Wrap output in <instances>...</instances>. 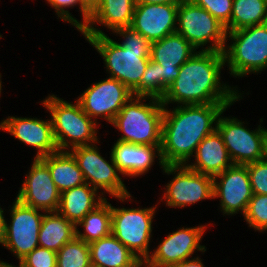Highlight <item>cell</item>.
I'll list each match as a JSON object with an SVG mask.
<instances>
[{"instance_id": "obj_1", "label": "cell", "mask_w": 267, "mask_h": 267, "mask_svg": "<svg viewBox=\"0 0 267 267\" xmlns=\"http://www.w3.org/2000/svg\"><path fill=\"white\" fill-rule=\"evenodd\" d=\"M223 52L197 51L179 67V75L168 87L161 102L169 104H234L243 99L238 87L221 81L225 67Z\"/></svg>"}, {"instance_id": "obj_2", "label": "cell", "mask_w": 267, "mask_h": 267, "mask_svg": "<svg viewBox=\"0 0 267 267\" xmlns=\"http://www.w3.org/2000/svg\"><path fill=\"white\" fill-rule=\"evenodd\" d=\"M233 104L164 107L161 156L165 165H186L202 140L216 130L219 115ZM169 109V110H168Z\"/></svg>"}, {"instance_id": "obj_3", "label": "cell", "mask_w": 267, "mask_h": 267, "mask_svg": "<svg viewBox=\"0 0 267 267\" xmlns=\"http://www.w3.org/2000/svg\"><path fill=\"white\" fill-rule=\"evenodd\" d=\"M113 34L122 37L123 42H116L107 34L83 36L103 58L108 76L133 92L147 68L151 43L131 26L116 29Z\"/></svg>"}, {"instance_id": "obj_4", "label": "cell", "mask_w": 267, "mask_h": 267, "mask_svg": "<svg viewBox=\"0 0 267 267\" xmlns=\"http://www.w3.org/2000/svg\"><path fill=\"white\" fill-rule=\"evenodd\" d=\"M163 113L164 106L160 99L133 96L111 123L123 133L117 141L161 146Z\"/></svg>"}, {"instance_id": "obj_5", "label": "cell", "mask_w": 267, "mask_h": 267, "mask_svg": "<svg viewBox=\"0 0 267 267\" xmlns=\"http://www.w3.org/2000/svg\"><path fill=\"white\" fill-rule=\"evenodd\" d=\"M63 100L54 94L41 101L51 116L53 135L58 150L70 151L78 146L99 143L97 126L82 109L80 103Z\"/></svg>"}, {"instance_id": "obj_6", "label": "cell", "mask_w": 267, "mask_h": 267, "mask_svg": "<svg viewBox=\"0 0 267 267\" xmlns=\"http://www.w3.org/2000/svg\"><path fill=\"white\" fill-rule=\"evenodd\" d=\"M225 45V64L229 74L235 78L261 74L267 68V22L227 32Z\"/></svg>"}, {"instance_id": "obj_7", "label": "cell", "mask_w": 267, "mask_h": 267, "mask_svg": "<svg viewBox=\"0 0 267 267\" xmlns=\"http://www.w3.org/2000/svg\"><path fill=\"white\" fill-rule=\"evenodd\" d=\"M176 33L196 49L201 47L199 51L223 52L227 44L225 26L190 0H182L178 5Z\"/></svg>"}, {"instance_id": "obj_8", "label": "cell", "mask_w": 267, "mask_h": 267, "mask_svg": "<svg viewBox=\"0 0 267 267\" xmlns=\"http://www.w3.org/2000/svg\"><path fill=\"white\" fill-rule=\"evenodd\" d=\"M76 159L79 169L82 171L85 183L92 186L104 196L105 193L120 200V202H131V194L127 190L119 172L114 163L112 154L110 162L100 153L95 144L89 146H78L70 150ZM100 190V191H99Z\"/></svg>"}, {"instance_id": "obj_9", "label": "cell", "mask_w": 267, "mask_h": 267, "mask_svg": "<svg viewBox=\"0 0 267 267\" xmlns=\"http://www.w3.org/2000/svg\"><path fill=\"white\" fill-rule=\"evenodd\" d=\"M157 205L147 208H120L111 205V233L140 261L151 255L152 223Z\"/></svg>"}, {"instance_id": "obj_10", "label": "cell", "mask_w": 267, "mask_h": 267, "mask_svg": "<svg viewBox=\"0 0 267 267\" xmlns=\"http://www.w3.org/2000/svg\"><path fill=\"white\" fill-rule=\"evenodd\" d=\"M9 210L11 221L9 224L6 221L8 219H5L0 244L10 250L20 262L39 246V229L45 212L24 205L16 198Z\"/></svg>"}, {"instance_id": "obj_11", "label": "cell", "mask_w": 267, "mask_h": 267, "mask_svg": "<svg viewBox=\"0 0 267 267\" xmlns=\"http://www.w3.org/2000/svg\"><path fill=\"white\" fill-rule=\"evenodd\" d=\"M167 175H175L165 185L162 202L167 207L185 208L204 199L213 198V177L191 170L186 165H165L162 168Z\"/></svg>"}, {"instance_id": "obj_12", "label": "cell", "mask_w": 267, "mask_h": 267, "mask_svg": "<svg viewBox=\"0 0 267 267\" xmlns=\"http://www.w3.org/2000/svg\"><path fill=\"white\" fill-rule=\"evenodd\" d=\"M219 115L216 130L221 135L233 164L246 165L262 159L265 127L260 124L254 130L247 128L246 121ZM246 122V123H245ZM262 126V127H261Z\"/></svg>"}, {"instance_id": "obj_13", "label": "cell", "mask_w": 267, "mask_h": 267, "mask_svg": "<svg viewBox=\"0 0 267 267\" xmlns=\"http://www.w3.org/2000/svg\"><path fill=\"white\" fill-rule=\"evenodd\" d=\"M132 97V92L124 84L108 77L88 87L77 97V101L83 111L96 123L99 124L97 118L101 117L111 124Z\"/></svg>"}, {"instance_id": "obj_14", "label": "cell", "mask_w": 267, "mask_h": 267, "mask_svg": "<svg viewBox=\"0 0 267 267\" xmlns=\"http://www.w3.org/2000/svg\"><path fill=\"white\" fill-rule=\"evenodd\" d=\"M252 196L247 165L233 164L213 177V198H220L223 215H244Z\"/></svg>"}, {"instance_id": "obj_15", "label": "cell", "mask_w": 267, "mask_h": 267, "mask_svg": "<svg viewBox=\"0 0 267 267\" xmlns=\"http://www.w3.org/2000/svg\"><path fill=\"white\" fill-rule=\"evenodd\" d=\"M207 226L182 227L168 234L151 252L146 261L153 267H170L193 258L196 250L205 252L206 247L200 242L206 233Z\"/></svg>"}, {"instance_id": "obj_16", "label": "cell", "mask_w": 267, "mask_h": 267, "mask_svg": "<svg viewBox=\"0 0 267 267\" xmlns=\"http://www.w3.org/2000/svg\"><path fill=\"white\" fill-rule=\"evenodd\" d=\"M30 167L16 199L44 212L58 211L61 193L52 180L48 166L40 158H34Z\"/></svg>"}, {"instance_id": "obj_17", "label": "cell", "mask_w": 267, "mask_h": 267, "mask_svg": "<svg viewBox=\"0 0 267 267\" xmlns=\"http://www.w3.org/2000/svg\"><path fill=\"white\" fill-rule=\"evenodd\" d=\"M196 52V48L176 32L150 44V59L160 64L162 98L178 77L179 67Z\"/></svg>"}, {"instance_id": "obj_18", "label": "cell", "mask_w": 267, "mask_h": 267, "mask_svg": "<svg viewBox=\"0 0 267 267\" xmlns=\"http://www.w3.org/2000/svg\"><path fill=\"white\" fill-rule=\"evenodd\" d=\"M179 3H136L131 27L150 43L176 32Z\"/></svg>"}, {"instance_id": "obj_19", "label": "cell", "mask_w": 267, "mask_h": 267, "mask_svg": "<svg viewBox=\"0 0 267 267\" xmlns=\"http://www.w3.org/2000/svg\"><path fill=\"white\" fill-rule=\"evenodd\" d=\"M0 129L14 136L20 142L36 148L37 152L34 158H42L58 151L51 118L40 120L34 117L8 116L0 122Z\"/></svg>"}, {"instance_id": "obj_20", "label": "cell", "mask_w": 267, "mask_h": 267, "mask_svg": "<svg viewBox=\"0 0 267 267\" xmlns=\"http://www.w3.org/2000/svg\"><path fill=\"white\" fill-rule=\"evenodd\" d=\"M161 146L136 145L116 141L111 149L114 163L123 177H139L152 168L155 158L161 168L165 166L161 156Z\"/></svg>"}, {"instance_id": "obj_21", "label": "cell", "mask_w": 267, "mask_h": 267, "mask_svg": "<svg viewBox=\"0 0 267 267\" xmlns=\"http://www.w3.org/2000/svg\"><path fill=\"white\" fill-rule=\"evenodd\" d=\"M135 0H101V4L91 14L87 25L80 31L82 35H103L96 24L114 32L122 27H130L133 20Z\"/></svg>"}, {"instance_id": "obj_22", "label": "cell", "mask_w": 267, "mask_h": 267, "mask_svg": "<svg viewBox=\"0 0 267 267\" xmlns=\"http://www.w3.org/2000/svg\"><path fill=\"white\" fill-rule=\"evenodd\" d=\"M194 162L187 163L191 170L215 177L233 165L224 141L217 130L207 135L197 146Z\"/></svg>"}, {"instance_id": "obj_23", "label": "cell", "mask_w": 267, "mask_h": 267, "mask_svg": "<svg viewBox=\"0 0 267 267\" xmlns=\"http://www.w3.org/2000/svg\"><path fill=\"white\" fill-rule=\"evenodd\" d=\"M105 199L96 189L84 183L61 193L58 212L76 226Z\"/></svg>"}, {"instance_id": "obj_24", "label": "cell", "mask_w": 267, "mask_h": 267, "mask_svg": "<svg viewBox=\"0 0 267 267\" xmlns=\"http://www.w3.org/2000/svg\"><path fill=\"white\" fill-rule=\"evenodd\" d=\"M89 247L92 267H134L140 261L112 233Z\"/></svg>"}, {"instance_id": "obj_25", "label": "cell", "mask_w": 267, "mask_h": 267, "mask_svg": "<svg viewBox=\"0 0 267 267\" xmlns=\"http://www.w3.org/2000/svg\"><path fill=\"white\" fill-rule=\"evenodd\" d=\"M40 159L48 166L60 193L85 183L82 171L70 151L58 150Z\"/></svg>"}, {"instance_id": "obj_26", "label": "cell", "mask_w": 267, "mask_h": 267, "mask_svg": "<svg viewBox=\"0 0 267 267\" xmlns=\"http://www.w3.org/2000/svg\"><path fill=\"white\" fill-rule=\"evenodd\" d=\"M76 237V226L58 211L45 212L38 236L39 247L58 252Z\"/></svg>"}, {"instance_id": "obj_27", "label": "cell", "mask_w": 267, "mask_h": 267, "mask_svg": "<svg viewBox=\"0 0 267 267\" xmlns=\"http://www.w3.org/2000/svg\"><path fill=\"white\" fill-rule=\"evenodd\" d=\"M106 198L89 212L77 225L76 237L90 244L111 234V204ZM83 227V233L79 231Z\"/></svg>"}, {"instance_id": "obj_28", "label": "cell", "mask_w": 267, "mask_h": 267, "mask_svg": "<svg viewBox=\"0 0 267 267\" xmlns=\"http://www.w3.org/2000/svg\"><path fill=\"white\" fill-rule=\"evenodd\" d=\"M267 22V0H233L230 32Z\"/></svg>"}, {"instance_id": "obj_29", "label": "cell", "mask_w": 267, "mask_h": 267, "mask_svg": "<svg viewBox=\"0 0 267 267\" xmlns=\"http://www.w3.org/2000/svg\"><path fill=\"white\" fill-rule=\"evenodd\" d=\"M57 267H92L90 247L75 237L57 252Z\"/></svg>"}, {"instance_id": "obj_30", "label": "cell", "mask_w": 267, "mask_h": 267, "mask_svg": "<svg viewBox=\"0 0 267 267\" xmlns=\"http://www.w3.org/2000/svg\"><path fill=\"white\" fill-rule=\"evenodd\" d=\"M133 96L151 97L162 100V76L160 64L149 59L140 85L132 92Z\"/></svg>"}, {"instance_id": "obj_31", "label": "cell", "mask_w": 267, "mask_h": 267, "mask_svg": "<svg viewBox=\"0 0 267 267\" xmlns=\"http://www.w3.org/2000/svg\"><path fill=\"white\" fill-rule=\"evenodd\" d=\"M243 217L248 227L264 232L267 229V194H253Z\"/></svg>"}, {"instance_id": "obj_32", "label": "cell", "mask_w": 267, "mask_h": 267, "mask_svg": "<svg viewBox=\"0 0 267 267\" xmlns=\"http://www.w3.org/2000/svg\"><path fill=\"white\" fill-rule=\"evenodd\" d=\"M51 7L55 9L58 19L75 26L79 32L87 25L91 14L82 6L81 0H46ZM79 5V11L82 15V21L77 20L66 8Z\"/></svg>"}, {"instance_id": "obj_33", "label": "cell", "mask_w": 267, "mask_h": 267, "mask_svg": "<svg viewBox=\"0 0 267 267\" xmlns=\"http://www.w3.org/2000/svg\"><path fill=\"white\" fill-rule=\"evenodd\" d=\"M197 6L206 9L230 32V19L232 14L233 0H190Z\"/></svg>"}, {"instance_id": "obj_34", "label": "cell", "mask_w": 267, "mask_h": 267, "mask_svg": "<svg viewBox=\"0 0 267 267\" xmlns=\"http://www.w3.org/2000/svg\"><path fill=\"white\" fill-rule=\"evenodd\" d=\"M18 267H57V252L38 246L19 262Z\"/></svg>"}, {"instance_id": "obj_35", "label": "cell", "mask_w": 267, "mask_h": 267, "mask_svg": "<svg viewBox=\"0 0 267 267\" xmlns=\"http://www.w3.org/2000/svg\"><path fill=\"white\" fill-rule=\"evenodd\" d=\"M246 165L253 194H267V162L261 159Z\"/></svg>"}, {"instance_id": "obj_36", "label": "cell", "mask_w": 267, "mask_h": 267, "mask_svg": "<svg viewBox=\"0 0 267 267\" xmlns=\"http://www.w3.org/2000/svg\"><path fill=\"white\" fill-rule=\"evenodd\" d=\"M199 256L174 264L170 267H205Z\"/></svg>"}, {"instance_id": "obj_37", "label": "cell", "mask_w": 267, "mask_h": 267, "mask_svg": "<svg viewBox=\"0 0 267 267\" xmlns=\"http://www.w3.org/2000/svg\"><path fill=\"white\" fill-rule=\"evenodd\" d=\"M82 6L92 14L101 4V0H81Z\"/></svg>"}, {"instance_id": "obj_38", "label": "cell", "mask_w": 267, "mask_h": 267, "mask_svg": "<svg viewBox=\"0 0 267 267\" xmlns=\"http://www.w3.org/2000/svg\"><path fill=\"white\" fill-rule=\"evenodd\" d=\"M136 3H143V4H172V3H180L182 0H135Z\"/></svg>"}, {"instance_id": "obj_39", "label": "cell", "mask_w": 267, "mask_h": 267, "mask_svg": "<svg viewBox=\"0 0 267 267\" xmlns=\"http://www.w3.org/2000/svg\"><path fill=\"white\" fill-rule=\"evenodd\" d=\"M262 160L267 162V129H265V135L263 139Z\"/></svg>"}, {"instance_id": "obj_40", "label": "cell", "mask_w": 267, "mask_h": 267, "mask_svg": "<svg viewBox=\"0 0 267 267\" xmlns=\"http://www.w3.org/2000/svg\"><path fill=\"white\" fill-rule=\"evenodd\" d=\"M4 224H5L4 209L0 207V240L3 235Z\"/></svg>"}, {"instance_id": "obj_41", "label": "cell", "mask_w": 267, "mask_h": 267, "mask_svg": "<svg viewBox=\"0 0 267 267\" xmlns=\"http://www.w3.org/2000/svg\"><path fill=\"white\" fill-rule=\"evenodd\" d=\"M134 267H153L147 261H139Z\"/></svg>"}, {"instance_id": "obj_42", "label": "cell", "mask_w": 267, "mask_h": 267, "mask_svg": "<svg viewBox=\"0 0 267 267\" xmlns=\"http://www.w3.org/2000/svg\"><path fill=\"white\" fill-rule=\"evenodd\" d=\"M0 267H16V265H12L11 263H7L0 260ZM18 267V266H17Z\"/></svg>"}, {"instance_id": "obj_43", "label": "cell", "mask_w": 267, "mask_h": 267, "mask_svg": "<svg viewBox=\"0 0 267 267\" xmlns=\"http://www.w3.org/2000/svg\"><path fill=\"white\" fill-rule=\"evenodd\" d=\"M1 74H0V96H1V92H2V81H1Z\"/></svg>"}]
</instances>
